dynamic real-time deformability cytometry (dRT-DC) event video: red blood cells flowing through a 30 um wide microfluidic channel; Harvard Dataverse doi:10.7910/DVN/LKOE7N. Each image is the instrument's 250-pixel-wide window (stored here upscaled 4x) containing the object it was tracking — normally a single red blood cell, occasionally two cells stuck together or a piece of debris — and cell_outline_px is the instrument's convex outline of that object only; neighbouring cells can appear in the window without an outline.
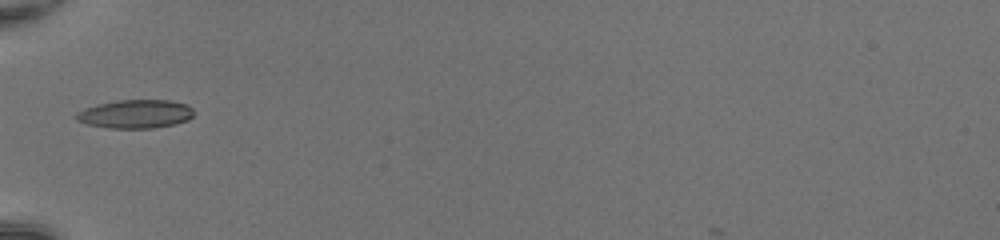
{"species": "common noctule bat (a hibernating species)", "species_latin": "Nyctalus noctula", "temperature_condition": "room temperature", "stored_images_in_passage": 14, "camera_frame_rate_fps": 3000, "um_per_image_px": 0.085, "animal": {"sex": "female", "body_mass_g": 20.0, "forearm_length_mm": 54.0}, "frame": {"image": 1, "passage_image": 1, "time_ms": 0.0, "image_size_px": [1000, 240], "cell_outline_px": [[196, 112], [188, 120], [176, 124], [152, 128], [108, 128], [88, 124], [76, 120], [76, 112], [84, 108], [96, 104], [116, 100], [168, 100], [188, 104]], "centroid_in_image_um": [11.53, 9.68], "position_along_channel_um": 73.5, "area_um2": 19.77}}